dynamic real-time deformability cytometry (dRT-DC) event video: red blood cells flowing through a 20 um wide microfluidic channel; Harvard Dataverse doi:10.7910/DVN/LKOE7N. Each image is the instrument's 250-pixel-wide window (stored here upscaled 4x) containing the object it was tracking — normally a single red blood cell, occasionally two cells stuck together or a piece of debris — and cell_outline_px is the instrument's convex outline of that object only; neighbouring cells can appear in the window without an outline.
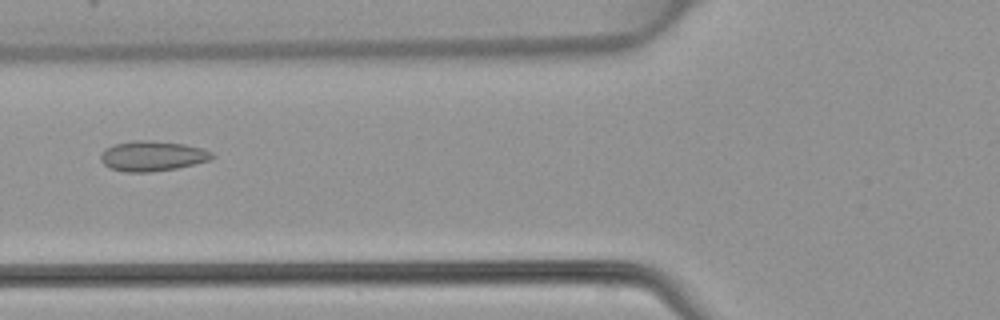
{"species": "common noctule bat (a hibernating species)", "species_latin": "Nyctalus noctula", "temperature_condition": "warm", "stored_images_in_passage": 30, "camera_frame_rate_fps": 3000, "um_per_image_px": 0.085, "animal": {"sex": "female", "body_mass_g": 22.7, "forearm_length_mm": 54.2}, "frame": {"image": 1, "passage_image": 4, "time_ms": 1.0, "image_size_px": [1000, 320], "cell_outline_px": [[216, 156], [208, 160], [176, 168], [148, 172], [124, 172], [108, 168], [100, 160], [100, 156], [104, 148], [116, 144], [132, 140], [152, 140], [184, 144], [200, 148], [212, 152]], "centroid_in_image_um": [12.9, 13.25], "position_along_channel_um": 112.9, "area_um2": 19.54}}
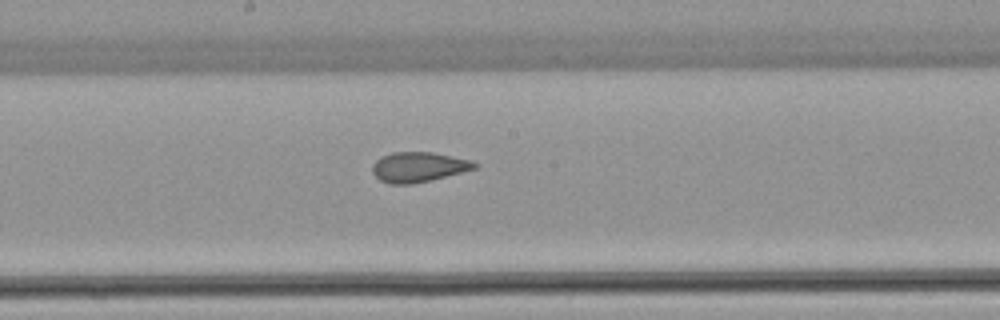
{"frame": {"image": 2, "passage_image": 11, "time_ms": 3.333, "image_size_px": [1000, 320], "cell_outline_px": [[480, 164], [476, 168], [412, 184], [388, 184], [380, 180], [372, 172], [372, 164], [380, 156], [392, 152], [432, 152], [472, 160]], "centroid_in_image_um": [35.54, 14.18], "position_along_channel_um": 212.7, "area_um2": 17.8}}
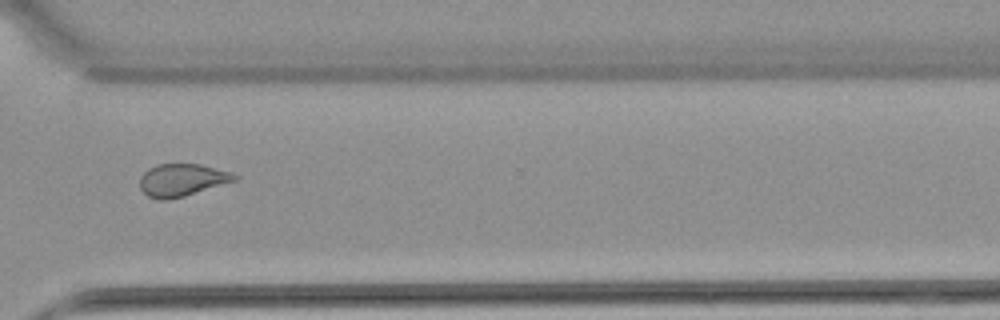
{"frame": {"image": 3, "passage_image": 21, "time_ms": 6.667, "image_size_px": [1000, 320], "cell_outline_px": [[240, 180], [184, 196], [168, 200], [160, 200], [148, 196], [140, 188], [140, 176], [148, 168], [156, 164], [200, 164], [232, 172], [240, 176]], "centroid_in_image_um": [15.52, 15.3], "position_along_channel_um": 355.1, "area_um2": 18.21}}